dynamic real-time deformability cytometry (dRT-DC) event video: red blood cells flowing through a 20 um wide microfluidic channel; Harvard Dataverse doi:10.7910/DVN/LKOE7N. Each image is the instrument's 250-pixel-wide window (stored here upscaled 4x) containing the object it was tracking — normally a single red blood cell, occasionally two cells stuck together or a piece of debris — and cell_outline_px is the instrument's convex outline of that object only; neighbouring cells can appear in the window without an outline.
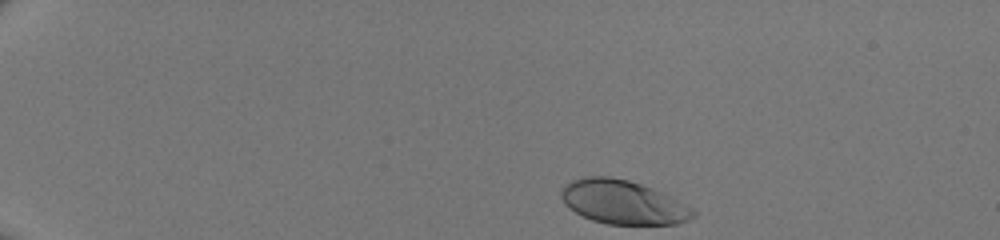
{"species": "human", "species_latin": "Homo sapiens", "temperature_condition": "room temperature", "stored_images_in_passage": 36, "camera_frame_rate_fps": 3000, "um_per_image_px": 0.085, "donor": {"sex": "male"}, "frame": {"image": 1, "passage_image": 1, "time_ms": 0.0, "image_size_px": [1000, 240], "cell_outline_px": [[696, 216], [688, 220], [676, 224], [608, 224], [592, 220], [576, 212], [564, 204], [560, 196], [560, 192], [564, 184], [572, 180], [588, 176], [608, 176], [628, 180], [652, 188], [692, 208], [696, 212]], "centroid_in_image_um": [52.92, 17.18], "position_along_channel_um": 32.1, "area_um2": 33.47}}
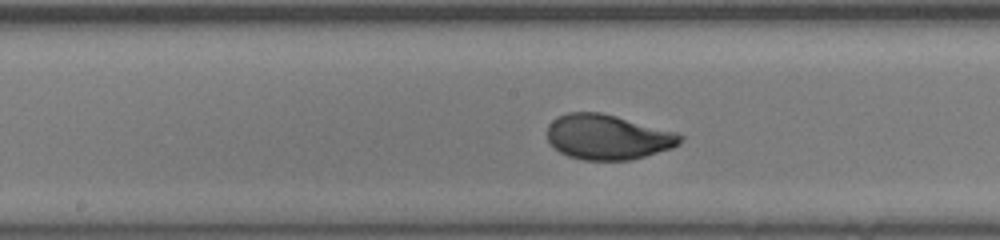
{"frame": {"image": 2, "passage_image": 20, "time_ms": 6.333, "image_size_px": [1000, 240], "cell_outline_px": [[684, 136], [680, 144], [672, 148], [644, 156], [628, 160], [584, 160], [568, 156], [560, 152], [548, 140], [548, 124], [556, 116], [568, 112], [600, 112], [616, 116], [676, 132]], "centroid_in_image_um": [51.65, 11.64], "position_along_channel_um": 196.6, "area_um2": 34.8}}
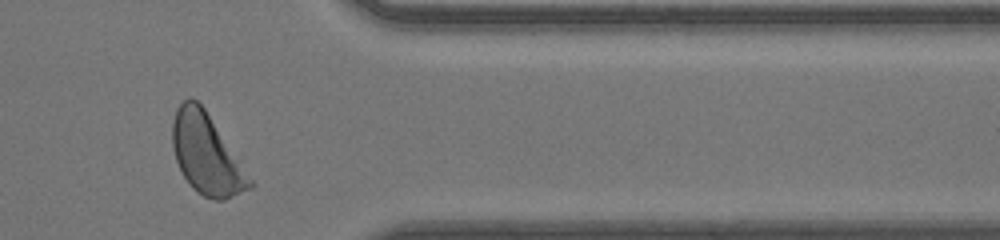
{"frame": {"image": 3, "passage_image": 34, "time_ms": 11.0, "image_size_px": [1000, 240], "cell_outline_px": [[256, 184], [252, 188], [224, 200], [216, 200], [204, 196], [196, 192], [192, 188], [184, 176], [176, 160], [172, 144], [172, 120], [176, 108], [188, 96], [192, 96], [204, 108]], "centroid_in_image_um": [17.55, 13.11], "position_along_channel_um": 393.8, "area_um2": 36.07}}